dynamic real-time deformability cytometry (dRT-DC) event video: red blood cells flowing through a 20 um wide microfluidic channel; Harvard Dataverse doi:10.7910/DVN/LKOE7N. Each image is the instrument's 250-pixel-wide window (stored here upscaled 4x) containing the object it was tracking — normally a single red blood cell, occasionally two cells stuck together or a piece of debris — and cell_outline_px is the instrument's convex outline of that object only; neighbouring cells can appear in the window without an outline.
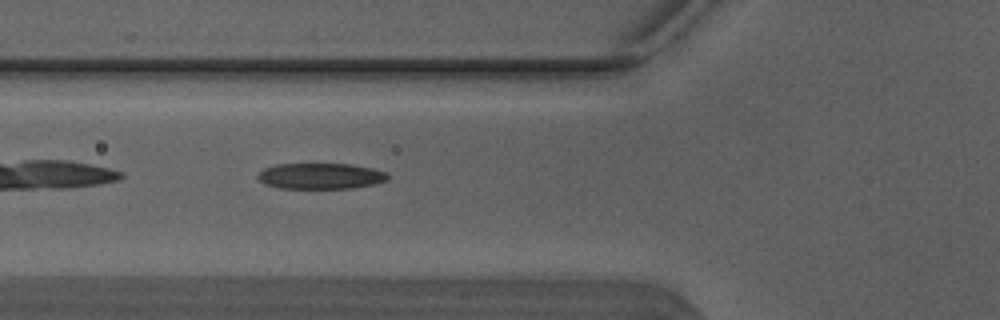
{"species": "Egyptian fruit bat (a non-hibernating species)", "species_latin": "Rousettus aegyptiacus", "temperature_condition": "warm", "stored_images_in_passage": 2, "camera_frame_rate_fps": 3000, "um_per_image_px": 0.085, "animal": {"sex": "male"}, "frame": {"image": 1, "passage_image": 2, "time_ms": 0.333, "image_size_px": [1000, 320], "cell_outline_px": [[388, 180], [376, 184], [356, 188], [280, 188], [264, 184], [256, 176], [264, 168], [276, 164], [352, 164], [372, 168], [388, 172]], "centroid_in_image_um": [27.29, 14.96], "position_along_channel_um": 98.5, "area_um2": 19.77}}